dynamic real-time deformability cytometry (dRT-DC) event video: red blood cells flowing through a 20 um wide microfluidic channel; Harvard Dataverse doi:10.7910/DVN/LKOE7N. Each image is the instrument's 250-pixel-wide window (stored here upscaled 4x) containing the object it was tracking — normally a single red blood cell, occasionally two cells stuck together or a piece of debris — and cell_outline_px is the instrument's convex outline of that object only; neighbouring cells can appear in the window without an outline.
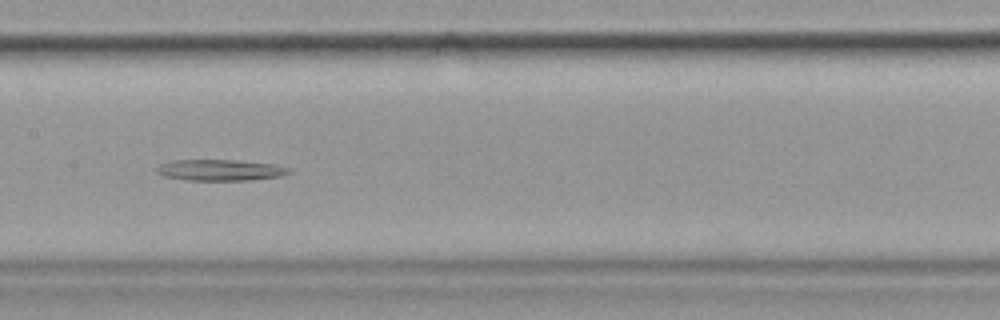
{"species": "common noctule bat (a hibernating species)", "species_latin": "Nyctalus noctula", "temperature_condition": "cold", "stored_images_in_passage": 57, "segment_of_instrument_passage": [1, 3], "camera_frame_rate_fps": 3000, "um_per_image_px": 0.085, "animal": {"sex": "female", "body_mass_g": 19.9}, "frame": {"image": 1, "passage_image": 28, "time_ms": 9.0, "image_size_px": [1000, 320], "cell_outline_px": [[292, 172], [280, 176], [248, 180], [184, 180], [164, 176], [156, 172], [156, 168], [160, 164], [172, 160], [236, 160], [272, 164], [288, 168]], "centroid_in_image_um": [18.67, 14.45], "position_along_channel_um": 188.7, "area_um2": 16.18}}
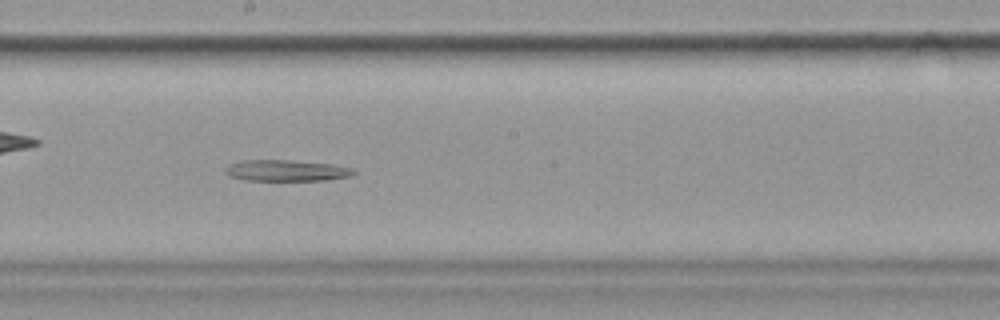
{"frame": {"image": 2, "passage_image": 31, "time_ms": 10.0, "image_size_px": [1000, 320], "cell_outline_px": [[356, 172], [352, 176], [324, 180], [248, 180], [232, 176], [224, 168], [228, 164], [244, 160], [292, 160], [328, 164], [352, 168]], "centroid_in_image_um": [24.36, 14.49], "position_along_channel_um": 223.8, "area_um2": 15.55}}